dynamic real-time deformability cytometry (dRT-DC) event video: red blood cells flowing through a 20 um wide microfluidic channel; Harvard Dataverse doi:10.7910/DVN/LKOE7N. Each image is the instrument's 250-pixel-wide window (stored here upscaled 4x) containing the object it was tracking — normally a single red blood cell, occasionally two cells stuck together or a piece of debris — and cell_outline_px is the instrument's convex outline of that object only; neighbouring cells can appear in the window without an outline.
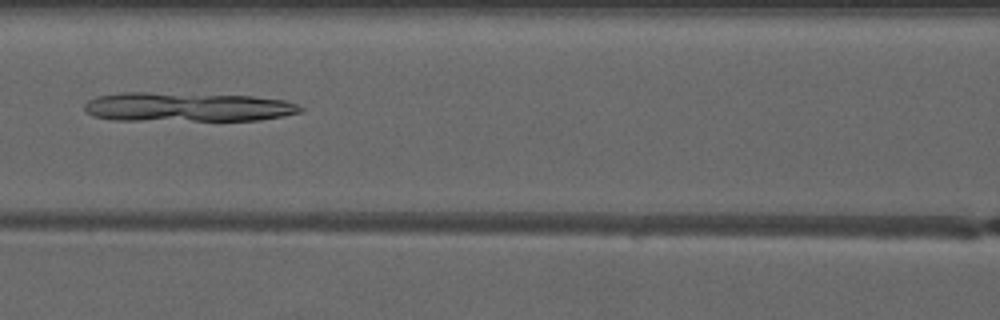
{"species": "common noctule bat (a hibernating species)", "species_latin": "Nyctalus noctula", "temperature_condition": "warm", "stored_images_in_passage": 7, "camera_frame_rate_fps": 3000, "um_per_image_px": 0.085, "animal": {"sex": "male", "forearm_length_mm": 52.5}, "frame": {"image": 1, "passage_image": 7, "time_ms": 7.0, "image_size_px": [1000, 320], "cell_outline_px": [[304, 112], [284, 116], [260, 120], [112, 120], [92, 116], [84, 112], [84, 104], [88, 100], [96, 96], [120, 92], [148, 92], [252, 96], [284, 100], [296, 104], [304, 108]], "centroid_in_image_um": [15.89, 9.09], "position_along_channel_um": 150.7, "area_um2": 37.11}}